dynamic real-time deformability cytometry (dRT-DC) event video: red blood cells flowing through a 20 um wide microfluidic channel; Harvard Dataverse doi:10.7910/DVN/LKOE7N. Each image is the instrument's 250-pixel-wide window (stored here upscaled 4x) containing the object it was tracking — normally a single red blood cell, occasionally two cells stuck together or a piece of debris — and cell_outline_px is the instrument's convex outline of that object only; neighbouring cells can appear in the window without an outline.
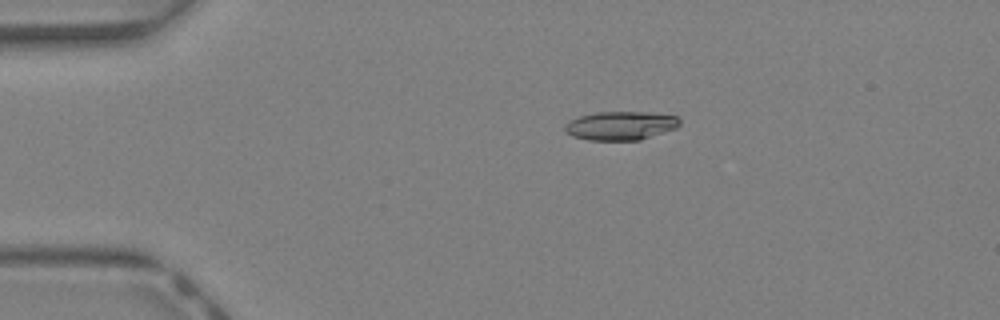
{"species": "Egyptian fruit bat (a non-hibernating species)", "species_latin": "Rousettus aegyptiacus", "temperature_condition": "warm", "stored_images_in_passage": 35, "camera_frame_rate_fps": 3000, "um_per_image_px": 0.085, "animal": {"sex": "female"}, "frame": {"image": 1, "passage_image": 1, "time_ms": 0.0, "image_size_px": [1000, 320], "cell_outline_px": [[680, 124], [676, 128], [640, 140], [588, 140], [572, 136], [564, 132], [564, 124], [580, 116], [596, 112], [644, 112], [676, 116], [680, 120]], "centroid_in_image_um": [52.72, 10.69], "position_along_channel_um": 32.3, "area_um2": 19.13}}
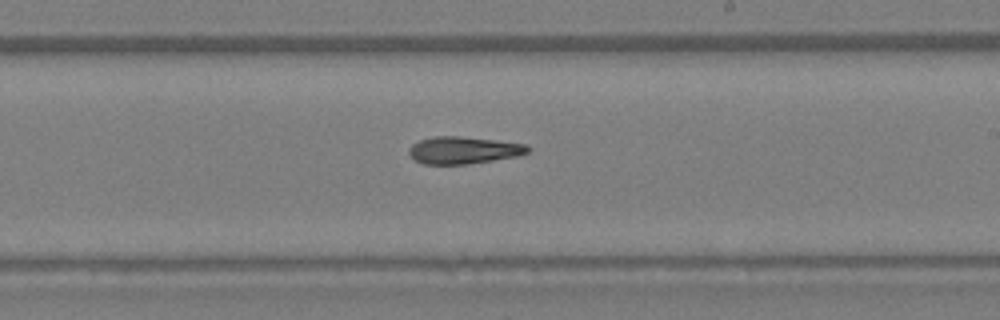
{"frame": {"image": 2, "passage_image": 18, "time_ms": 5.667, "image_size_px": [1000, 320], "cell_outline_px": [[532, 148], [528, 152], [516, 156], [468, 164], [424, 164], [416, 160], [408, 152], [408, 148], [412, 144], [420, 140], [436, 136], [456, 136], [492, 140], [524, 144]], "centroid_in_image_um": [39.37, 12.77], "position_along_channel_um": 249.6, "area_um2": 18.5}}
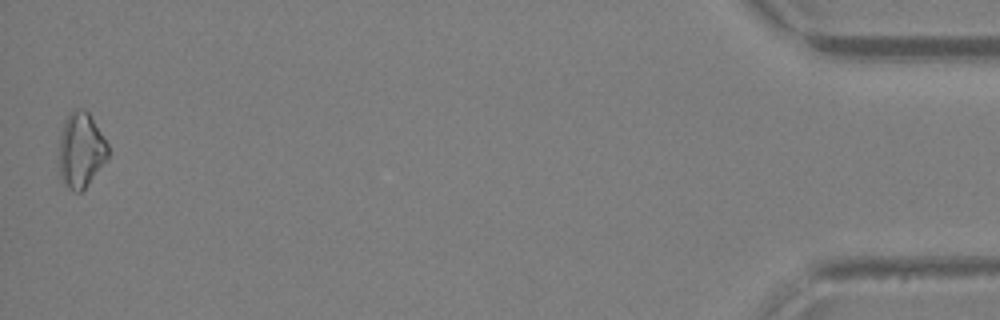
{"frame": {"image": 3, "passage_image": 35, "time_ms": 11.333, "image_size_px": [1000, 320], "cell_outline_px": [[108, 160], [88, 184], [80, 192], [72, 192], [64, 184], [60, 176], [60, 136], [64, 120], [68, 112], [72, 108], [84, 108], [88, 112], [104, 136], [108, 144]], "centroid_in_image_um": [6.89, 12.73], "position_along_channel_um": 428.3, "area_um2": 21.73}}